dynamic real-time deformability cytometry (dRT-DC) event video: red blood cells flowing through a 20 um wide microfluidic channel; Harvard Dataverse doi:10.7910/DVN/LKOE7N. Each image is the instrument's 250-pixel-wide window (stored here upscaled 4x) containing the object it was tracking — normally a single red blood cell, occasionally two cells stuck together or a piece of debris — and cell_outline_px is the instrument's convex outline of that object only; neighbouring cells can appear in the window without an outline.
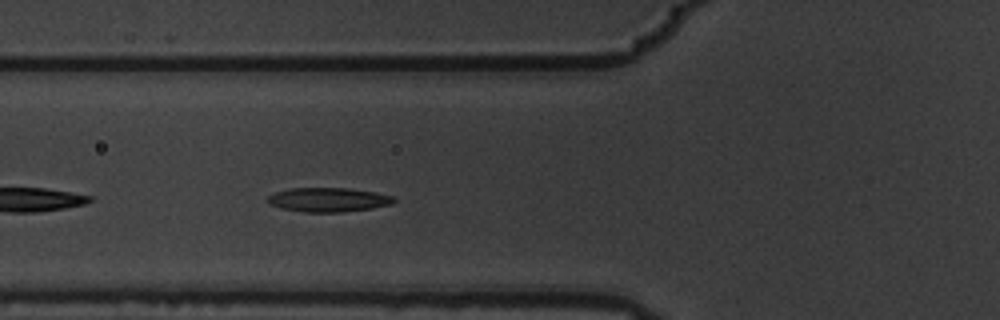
{"species": "common noctule bat (a hibernating species)", "species_latin": "Nyctalus noctula", "temperature_condition": "warm", "stored_images_in_passage": 4, "camera_frame_rate_fps": 3000, "um_per_image_px": 0.085, "animal": {"sex": "male", "body_mass_g": 19.5, "forearm_length_mm": 54.6}, "frame": {"image": 1, "passage_image": 4, "time_ms": 1.0, "image_size_px": [1000, 320], "cell_outline_px": [[396, 200], [392, 204], [372, 208], [344, 212], [304, 212], [280, 208], [268, 204], [264, 200], [268, 196], [276, 192], [288, 188], [348, 188], [376, 192], [396, 196]], "centroid_in_image_um": [27.9, 16.97], "position_along_channel_um": 97.9, "area_um2": 18.09}}